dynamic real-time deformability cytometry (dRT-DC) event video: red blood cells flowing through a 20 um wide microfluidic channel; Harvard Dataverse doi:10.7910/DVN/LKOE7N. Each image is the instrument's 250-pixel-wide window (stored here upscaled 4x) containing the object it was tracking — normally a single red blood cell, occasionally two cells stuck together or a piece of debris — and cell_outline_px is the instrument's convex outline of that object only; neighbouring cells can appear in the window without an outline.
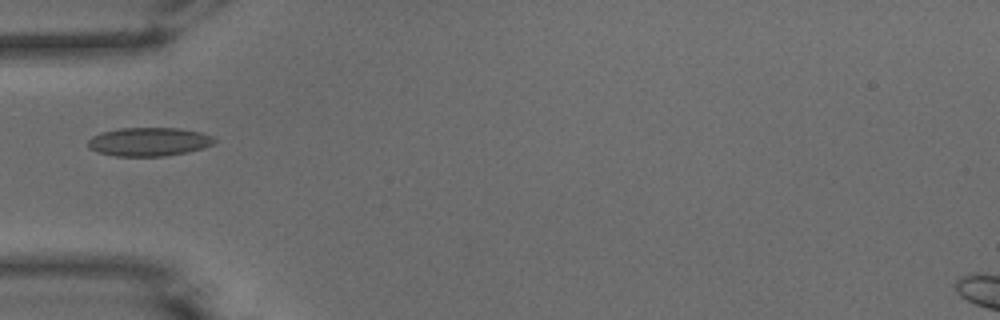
{"species": "common noctule bat (a hibernating species)", "species_latin": "Nyctalus noctula", "temperature_condition": "warm", "stored_images_in_passage": 34, "camera_frame_rate_fps": 3000, "um_per_image_px": 0.085, "animal": {"sex": "male", "body_mass_g": 15.6}, "frame": {"image": 1, "passage_image": 1, "time_ms": 0.0, "image_size_px": [1000, 320], "cell_outline_px": [[216, 140], [212, 144], [188, 152], [164, 156], [116, 156], [100, 152], [88, 148], [88, 140], [92, 136], [100, 132], [120, 128], [180, 128], [200, 132], [212, 136]], "centroid_in_image_um": [12.63, 12.04], "position_along_channel_um": 72.4, "area_um2": 20.98}}